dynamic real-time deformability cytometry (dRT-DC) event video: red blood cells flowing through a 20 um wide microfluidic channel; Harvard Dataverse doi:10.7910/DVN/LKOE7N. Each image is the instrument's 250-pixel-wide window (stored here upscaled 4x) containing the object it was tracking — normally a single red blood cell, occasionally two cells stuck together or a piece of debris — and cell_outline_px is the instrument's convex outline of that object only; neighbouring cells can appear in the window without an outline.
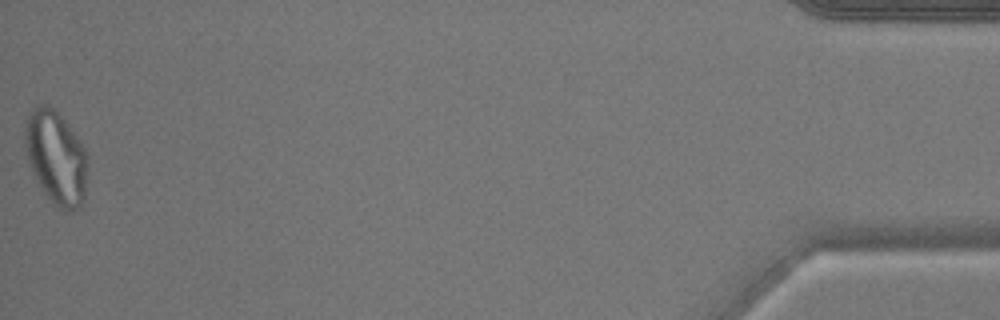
{"species": "common noctule bat (a hibernating species)", "species_latin": "Nyctalus noctula", "temperature_condition": "warm", "stored_images_in_passage": 51, "camera_frame_rate_fps": 3000, "um_per_image_px": 0.085, "animal": {"sex": "male", "body_mass_g": 17.9}, "frame": {"image": 1, "passage_image": 51, "time_ms": 16.667, "image_size_px": [1000, 320], "cell_outline_px": [[88, 156], [84, 200], [80, 208], [68, 212], [60, 208], [44, 192], [28, 160], [24, 140], [24, 128], [28, 112], [36, 104], [48, 104], [64, 120], [80, 140], [88, 152]], "centroid_in_image_um": [4.78, 13.35], "position_along_channel_um": 430.4, "area_um2": 34.04}}